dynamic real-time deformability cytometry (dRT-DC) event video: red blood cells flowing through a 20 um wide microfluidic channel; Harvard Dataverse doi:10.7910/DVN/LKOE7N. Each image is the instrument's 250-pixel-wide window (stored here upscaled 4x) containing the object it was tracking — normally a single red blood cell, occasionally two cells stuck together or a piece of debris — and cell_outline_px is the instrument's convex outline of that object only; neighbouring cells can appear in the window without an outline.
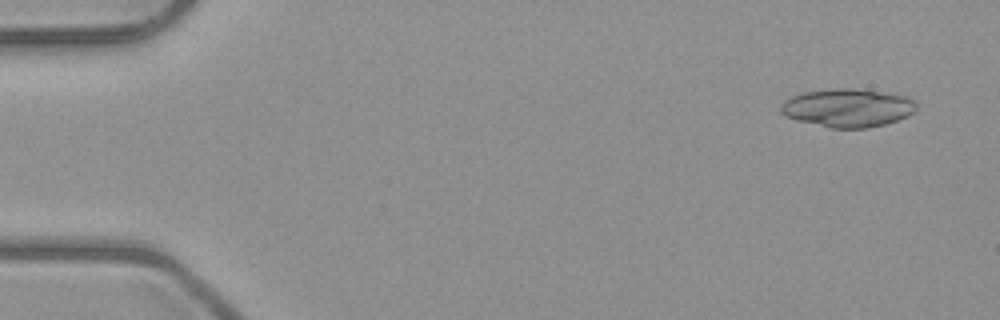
{"species": "common noctule bat (a hibernating species)", "species_latin": "Nyctalus noctula", "temperature_condition": "room temperature", "stored_images_in_passage": 5, "segment_of_instrument_passage": [2, 2], "camera_frame_rate_fps": 3000, "um_per_image_px": 0.085, "animal": {"sex": "male", "body_mass_g": 23.1, "forearm_length_mm": 52.7}, "frame": {"image": 1, "passage_image": 5, "time_ms": 5.667, "image_size_px": [1000, 320], "cell_outline_px": [[916, 108], [908, 116], [884, 124], [868, 128], [832, 128], [784, 116], [780, 112], [780, 104], [784, 100], [792, 96], [804, 92], [832, 88], [852, 88], [908, 96], [916, 100]], "centroid_in_image_um": [72.05, 9.16], "position_along_channel_um": 13.0, "area_um2": 30.17}}